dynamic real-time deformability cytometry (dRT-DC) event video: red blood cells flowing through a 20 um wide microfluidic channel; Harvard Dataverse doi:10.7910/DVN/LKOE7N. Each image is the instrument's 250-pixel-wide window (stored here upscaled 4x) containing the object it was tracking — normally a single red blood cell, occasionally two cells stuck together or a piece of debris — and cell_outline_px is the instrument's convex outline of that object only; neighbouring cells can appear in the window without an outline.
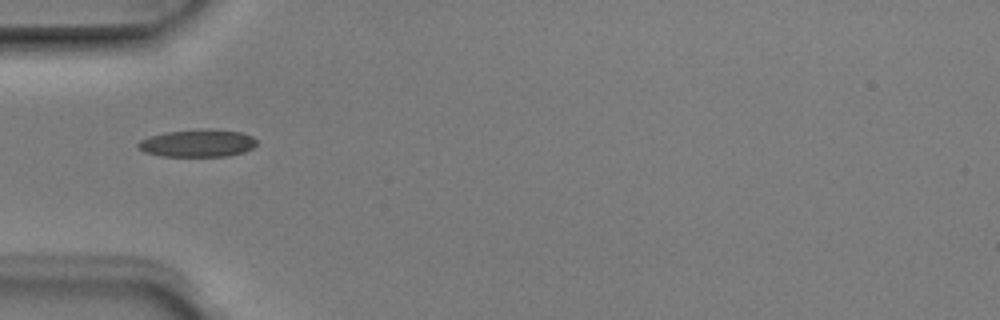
{"species": "Egyptian fruit bat (a non-hibernating species)", "species_latin": "Rousettus aegyptiacus", "temperature_condition": "room temperature", "stored_images_in_passage": 4, "camera_frame_rate_fps": 3000, "um_per_image_px": 0.085, "animal": {"sex": "male"}, "frame": {"image": 1, "passage_image": 4, "time_ms": 1.0, "image_size_px": [1000, 320], "cell_outline_px": [[256, 144], [252, 148], [244, 152], [228, 156], [160, 156], [144, 152], [136, 144], [140, 140], [148, 136], [168, 132], [204, 128], [240, 132], [252, 136], [256, 140]], "centroid_in_image_um": [16.79, 12.17], "position_along_channel_um": 68.2, "area_um2": 19.02}}